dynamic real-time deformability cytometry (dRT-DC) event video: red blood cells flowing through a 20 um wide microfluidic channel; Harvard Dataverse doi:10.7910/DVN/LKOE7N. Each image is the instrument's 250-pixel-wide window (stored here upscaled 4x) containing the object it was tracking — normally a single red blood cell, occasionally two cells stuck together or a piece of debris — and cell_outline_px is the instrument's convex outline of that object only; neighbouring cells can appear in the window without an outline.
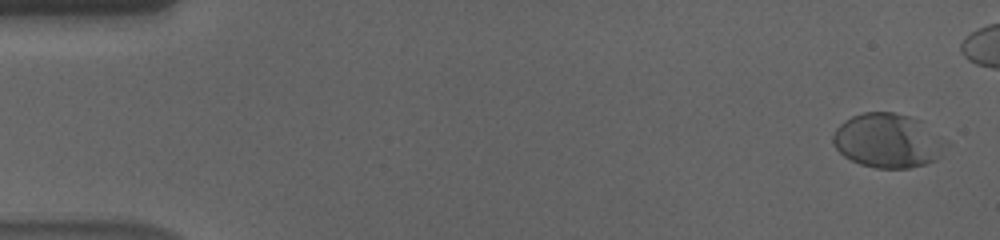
{"species": "human", "species_latin": "Homo sapiens", "temperature_condition": "cold", "stored_images_in_passage": 51, "camera_frame_rate_fps": 3000, "um_per_image_px": 0.085, "donor": {"sex": "male"}, "frame": {"image": 1, "passage_image": 2, "time_ms": 0.333, "image_size_px": [1000, 240], "cell_outline_px": [[952, 144], [944, 156], [928, 164], [908, 168], [876, 168], [860, 164], [844, 156], [832, 144], [832, 136], [836, 128], [844, 120], [852, 116], [864, 112], [892, 112], [908, 116], [920, 120], [948, 140]], "centroid_in_image_um": [75.55, 11.97], "position_along_channel_um": 9.4, "area_um2": 36.53}}
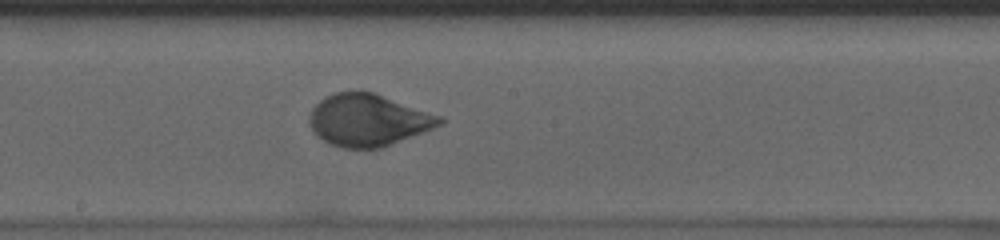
{"frame": {"image": 2, "passage_image": 32, "time_ms": 10.333, "image_size_px": [1000, 240], "cell_outline_px": [[448, 120], [444, 124], [380, 148], [344, 148], [328, 144], [316, 136], [308, 124], [308, 116], [312, 108], [324, 96], [336, 92], [376, 92], [444, 116]], "centroid_in_image_um": [31.31, 10.2], "position_along_channel_um": 216.9, "area_um2": 40.11}}
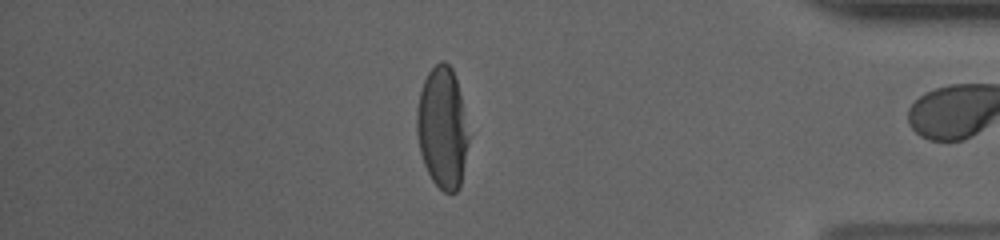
{"frame": {"image": 3, "passage_image": 50, "time_ms": 16.333, "image_size_px": [1000, 240], "cell_outline_px": [[468, 144], [460, 188], [456, 192], [444, 192], [432, 180], [424, 164], [420, 152], [416, 132], [416, 112], [420, 92], [424, 80], [428, 72], [440, 60], [444, 60], [452, 68], [456, 80], [460, 96], [468, 136]], "centroid_in_image_um": [37.58, 10.87], "position_along_channel_um": 397.6, "area_um2": 36.3}, "authors_computed_cell_mechanics": {"area_um2": 37.9168, "velocity_mm_per_s": 3.5366, "shape_relaxation_time_tau1_ms": 4.9757, "shape_relaxation_time_tau2_ms": null, "deformation_change_tau1": 0.1867, "deformation_change_tau2": null}}